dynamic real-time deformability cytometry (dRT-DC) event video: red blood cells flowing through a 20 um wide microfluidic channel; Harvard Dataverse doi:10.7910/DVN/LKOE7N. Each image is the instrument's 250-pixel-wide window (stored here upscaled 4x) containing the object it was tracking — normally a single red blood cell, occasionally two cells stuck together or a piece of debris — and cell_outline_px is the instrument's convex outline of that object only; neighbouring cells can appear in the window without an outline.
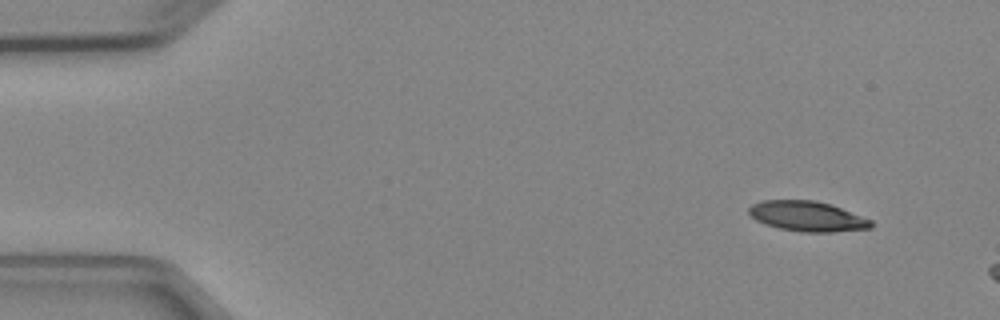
{"species": "Egyptian fruit bat (a non-hibernating species)", "species_latin": "Rousettus aegyptiacus", "temperature_condition": "cold", "stored_images_in_passage": 3, "camera_frame_rate_fps": 3000, "um_per_image_px": 0.085, "animal": {"sex": "female"}, "frame": {"image": 1, "passage_image": 1, "time_ms": 0.0, "image_size_px": [1000, 320], "cell_outline_px": [[872, 228], [832, 232], [804, 232], [780, 228], [764, 224], [756, 220], [748, 212], [748, 208], [752, 204], [760, 200], [816, 200], [832, 204], [872, 220]], "centroid_in_image_um": [68.62, 18.37], "position_along_channel_um": 16.4, "area_um2": 21.56}}